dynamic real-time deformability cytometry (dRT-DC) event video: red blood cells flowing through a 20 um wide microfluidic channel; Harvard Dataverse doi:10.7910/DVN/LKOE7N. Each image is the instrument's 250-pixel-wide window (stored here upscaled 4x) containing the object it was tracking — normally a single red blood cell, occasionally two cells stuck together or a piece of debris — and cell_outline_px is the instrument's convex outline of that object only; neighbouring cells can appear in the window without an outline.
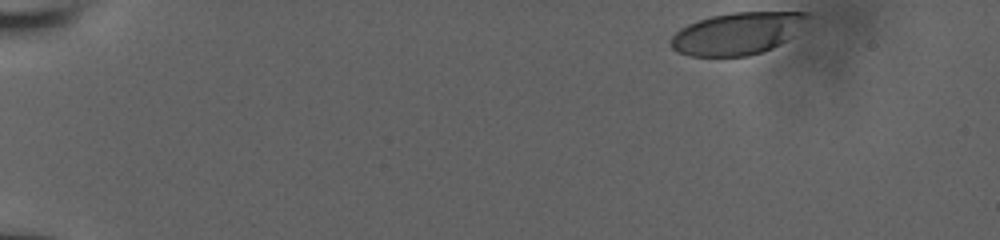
{"species": "human", "species_latin": "Homo sapiens", "temperature_condition": "room temperature", "stored_images_in_passage": 107, "camera_frame_rate_fps": 3000, "um_per_image_px": 0.085, "donor": {"sex": "male"}, "frame": {"image": 1, "passage_image": 1, "time_ms": 0.0, "image_size_px": [1000, 240], "cell_outline_px": [[812, 16], [784, 40], [772, 48], [748, 56], [692, 56], [676, 52], [672, 48], [672, 36], [680, 28], [688, 24], [712, 16], [732, 12], [808, 12]], "centroid_in_image_um": [62.64, 2.84], "position_along_channel_um": 22.4, "area_um2": 33.0}}
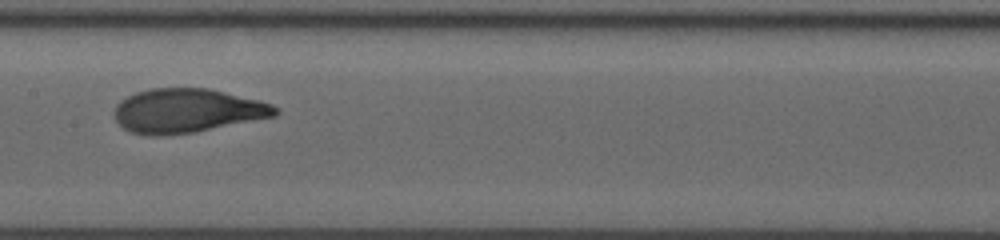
{"frame": {"image": 2, "passage_image": 57, "time_ms": 8.0, "image_size_px": [1000, 240], "cell_outline_px": [[280, 112], [276, 116], [192, 132], [164, 136], [148, 136], [132, 132], [124, 128], [116, 120], [112, 112], [116, 104], [120, 100], [136, 92], [152, 88], [208, 88], [260, 100], [272, 104], [280, 108]], "centroid_in_image_um": [15.9, 9.41], "position_along_channel_um": 191.5, "area_um2": 41.44}}
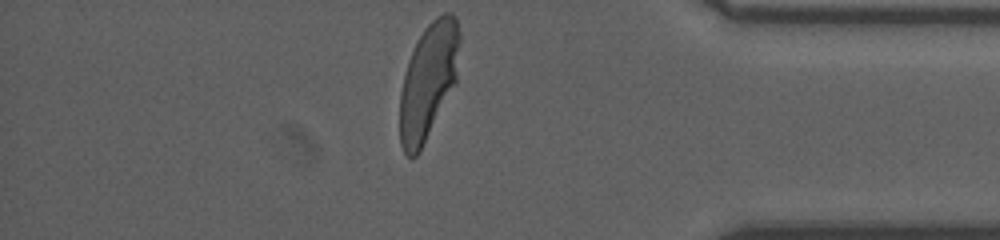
{"frame": {"image": 3, "passage_image": 105, "time_ms": 14.0, "image_size_px": [1000, 240], "cell_outline_px": [[460, 40], [456, 84], [420, 152], [412, 160], [404, 152], [400, 144], [400, 92], [408, 60], [424, 28], [436, 16], [444, 12], [452, 12], [456, 16], [460, 32]], "centroid_in_image_um": [36.43, 6.9], "position_along_channel_um": 398.8, "area_um2": 40.81}, "authors_computed_cell_mechanics": {"area_um2": 40.1132, "velocity_mm_per_s": 3.8253, "shape_relaxation_time_tau1_ms": 3.6849, "shape_relaxation_time_tau2_ms": null, "deformation_change_tau1": 0.1932, "deformation_change_tau2": null}}